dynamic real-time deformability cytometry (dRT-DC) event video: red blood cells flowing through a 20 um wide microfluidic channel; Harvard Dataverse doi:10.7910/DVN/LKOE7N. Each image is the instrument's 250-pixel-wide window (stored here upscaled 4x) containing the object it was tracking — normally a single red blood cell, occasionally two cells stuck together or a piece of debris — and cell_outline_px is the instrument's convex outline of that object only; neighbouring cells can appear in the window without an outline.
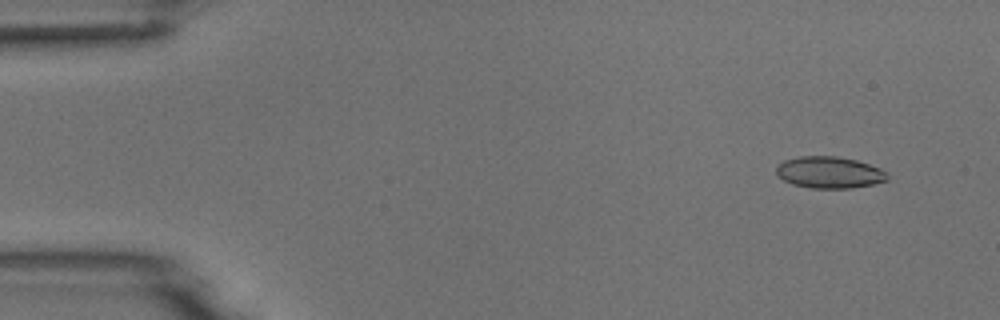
{"species": "common noctule bat (a hibernating species)", "species_latin": "Nyctalus noctula", "temperature_condition": "room temperature", "stored_images_in_passage": 5, "camera_frame_rate_fps": 3000, "um_per_image_px": 0.085, "animal": {"sex": "male", "body_mass_g": 18.8}, "frame": {"image": 1, "passage_image": 2, "time_ms": 1.0, "image_size_px": [1000, 320], "cell_outline_px": [[888, 180], [872, 184], [852, 188], [812, 188], [792, 184], [784, 180], [776, 172], [776, 168], [784, 160], [800, 156], [836, 156], [856, 160], [880, 168], [888, 172]], "centroid_in_image_um": [70.52, 14.65], "position_along_channel_um": 14.5, "area_um2": 20.4}}
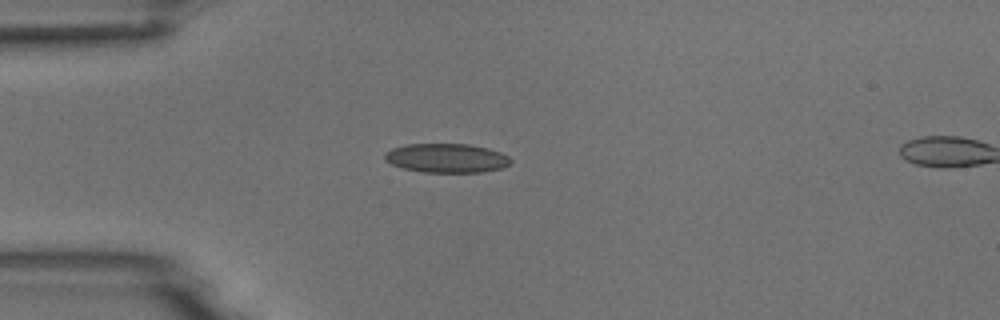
{"frame": {"image": 2, "passage_image": 4, "time_ms": 4.333, "image_size_px": [1000, 320], "cell_outline_px": [[512, 164], [504, 168], [484, 172], [424, 172], [404, 168], [392, 164], [384, 160], [384, 152], [392, 148], [408, 144], [468, 144], [488, 148], [500, 152], [508, 156], [512, 160]], "centroid_in_image_um": [37.99, 13.44], "position_along_channel_um": 47.0, "area_um2": 21.5}}